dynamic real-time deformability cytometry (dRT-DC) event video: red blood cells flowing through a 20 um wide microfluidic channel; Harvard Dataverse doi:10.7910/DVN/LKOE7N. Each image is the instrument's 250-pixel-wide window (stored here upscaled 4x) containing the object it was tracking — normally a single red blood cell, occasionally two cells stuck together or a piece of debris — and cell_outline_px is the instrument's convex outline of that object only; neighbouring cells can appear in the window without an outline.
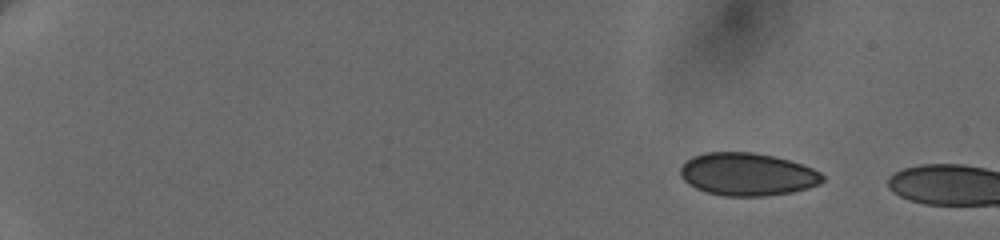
{"species": "human", "species_latin": "Homo sapiens", "temperature_condition": "cold", "stored_images_in_passage": 9, "camera_frame_rate_fps": 3000, "um_per_image_px": 0.085, "donor": {"sex": "female"}, "frame": {"image": 1, "passage_image": 1, "time_ms": 0.0, "image_size_px": [1000, 240], "cell_outline_px": [[824, 180], [820, 184], [808, 188], [792, 192], [764, 196], [724, 196], [708, 192], [696, 188], [688, 184], [680, 176], [680, 168], [692, 156], [704, 152], [752, 152], [772, 156], [788, 160], [812, 168], [820, 172], [824, 176]], "centroid_in_image_um": [63.52, 14.82], "position_along_channel_um": 21.5, "area_um2": 35.37}}
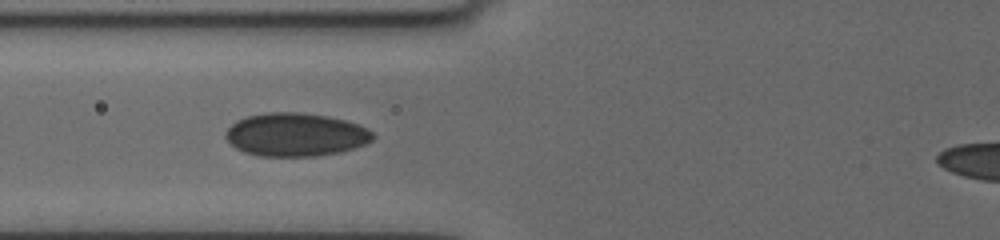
{"frame": {"image": 2, "passage_image": 8, "time_ms": 6.333, "image_size_px": [1000, 240], "cell_outline_px": [[372, 140], [364, 144], [340, 152], [316, 156], [260, 156], [244, 152], [236, 148], [224, 136], [224, 132], [236, 120], [248, 116], [268, 112], [304, 112], [344, 120], [368, 128], [372, 132]], "centroid_in_image_um": [25.09, 11.44], "position_along_channel_um": 100.7, "area_um2": 36.93}}
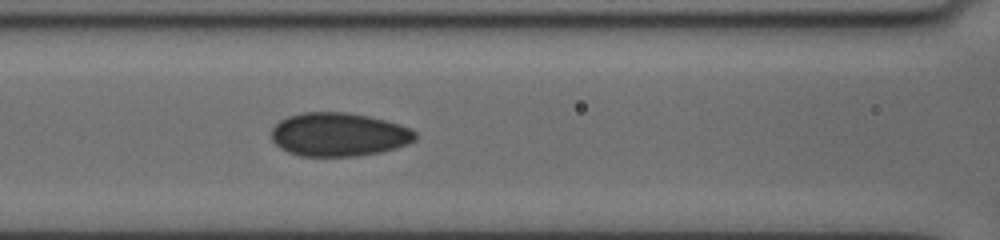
{"frame": {"image": 3, "passage_image": 9, "time_ms": 7.333, "image_size_px": [1000, 240], "cell_outline_px": [[416, 140], [408, 144], [396, 148], [380, 152], [356, 156], [300, 156], [288, 152], [280, 148], [272, 140], [272, 128], [280, 120], [288, 116], [304, 112], [344, 112], [368, 116], [400, 124], [416, 132]], "centroid_in_image_um": [28.79, 11.44], "position_along_channel_um": 137.8, "area_um2": 36.53}}